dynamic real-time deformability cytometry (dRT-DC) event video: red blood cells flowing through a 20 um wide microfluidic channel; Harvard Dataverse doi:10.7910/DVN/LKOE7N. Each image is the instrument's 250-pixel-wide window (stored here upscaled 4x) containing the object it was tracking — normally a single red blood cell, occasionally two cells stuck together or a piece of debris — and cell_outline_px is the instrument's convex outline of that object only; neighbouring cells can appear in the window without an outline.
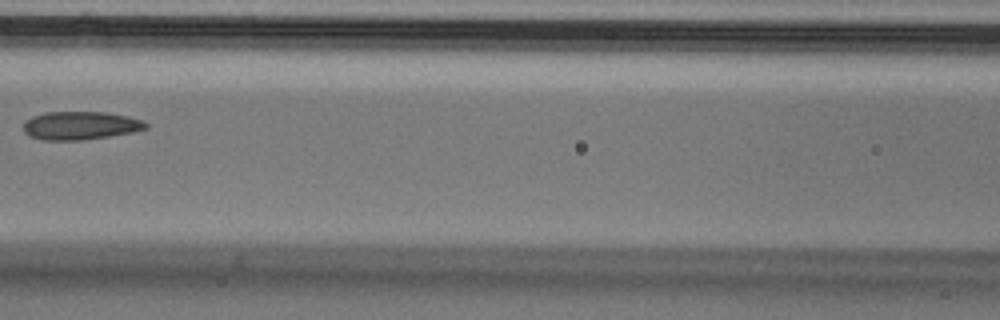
{"species": "Egyptian fruit bat (a non-hibernating species)", "species_latin": "Rousettus aegyptiacus", "temperature_condition": "cold", "stored_images_in_passage": 8, "segment_of_instrument_passage": [1, 2], "camera_frame_rate_fps": 3000, "um_per_image_px": 0.085, "animal": {"sex": "male"}, "frame": {"image": 1, "passage_image": 7, "time_ms": 2.0, "image_size_px": [1000, 320], "cell_outline_px": [[148, 128], [132, 132], [108, 136], [80, 140], [40, 140], [28, 136], [24, 132], [24, 120], [32, 116], [44, 112], [104, 112], [128, 116], [144, 120], [148, 124]], "centroid_in_image_um": [6.8, 10.67], "position_along_channel_um": 159.8, "area_um2": 20.29}}